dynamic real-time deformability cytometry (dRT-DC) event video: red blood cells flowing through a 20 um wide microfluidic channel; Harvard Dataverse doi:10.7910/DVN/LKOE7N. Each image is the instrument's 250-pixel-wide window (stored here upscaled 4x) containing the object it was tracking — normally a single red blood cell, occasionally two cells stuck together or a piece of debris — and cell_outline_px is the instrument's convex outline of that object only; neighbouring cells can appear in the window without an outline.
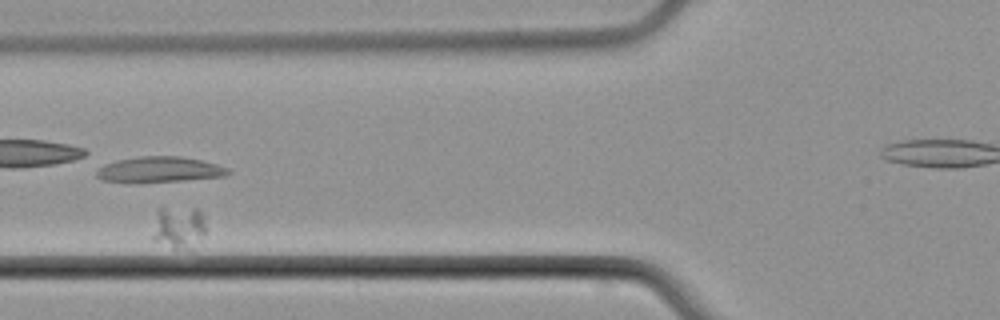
{"species": "common noctule bat (a hibernating species)", "species_latin": "Nyctalus noctula", "temperature_condition": "cold", "stored_images_in_passage": 7, "segment_of_instrument_passage": [1, 2], "camera_frame_rate_fps": 3000, "um_per_image_px": 0.085, "animal": {"sex": "male", "body_mass_g": 21.5, "forearm_length_mm": 52.0}, "frame": {"image": 1, "passage_image": 6, "time_ms": 6.667, "image_size_px": [1000, 320], "cell_outline_px": [[204, 232], [184, 244], [176, 248], [172, 248], [152, 240], [152, 236], [156, 212], [160, 208], [196, 208], [200, 212], [204, 224]], "centroid_in_image_um": [15.05, 19.23], "position_along_channel_um": 110.7, "area_um2": 12.02}}